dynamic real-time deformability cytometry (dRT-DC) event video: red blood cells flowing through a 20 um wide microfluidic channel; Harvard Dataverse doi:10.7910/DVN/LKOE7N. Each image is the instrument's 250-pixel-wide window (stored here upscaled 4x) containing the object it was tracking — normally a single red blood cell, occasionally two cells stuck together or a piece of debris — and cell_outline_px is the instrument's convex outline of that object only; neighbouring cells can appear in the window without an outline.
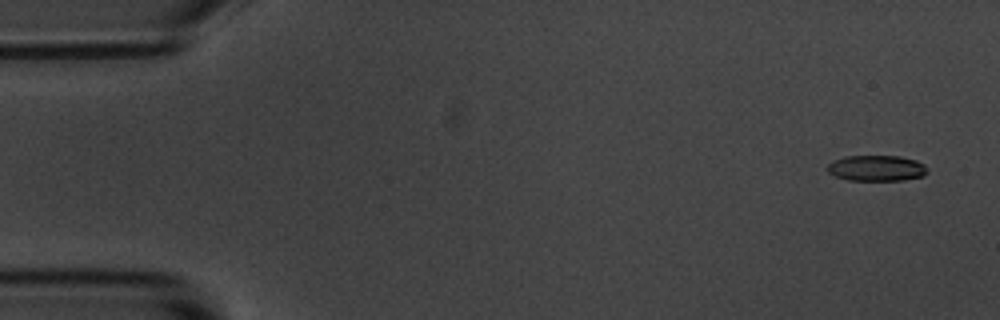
{"species": "common noctule bat (a hibernating species)", "species_latin": "Nyctalus noctula", "temperature_condition": "room temperature", "stored_images_in_passage": 6, "camera_frame_rate_fps": 3000, "um_per_image_px": 0.085, "animal": {"sex": "male", "body_mass_g": 20.1, "forearm_length_mm": 53.5}, "frame": {"image": 1, "passage_image": 1, "time_ms": 0.0, "image_size_px": [1000, 320], "cell_outline_px": [[928, 172], [924, 176], [904, 180], [848, 180], [836, 176], [828, 172], [828, 164], [832, 160], [844, 156], [900, 156], [916, 160], [924, 164], [928, 168]], "centroid_in_image_um": [74.53, 14.29], "position_along_channel_um": 10.5, "area_um2": 15.14}}